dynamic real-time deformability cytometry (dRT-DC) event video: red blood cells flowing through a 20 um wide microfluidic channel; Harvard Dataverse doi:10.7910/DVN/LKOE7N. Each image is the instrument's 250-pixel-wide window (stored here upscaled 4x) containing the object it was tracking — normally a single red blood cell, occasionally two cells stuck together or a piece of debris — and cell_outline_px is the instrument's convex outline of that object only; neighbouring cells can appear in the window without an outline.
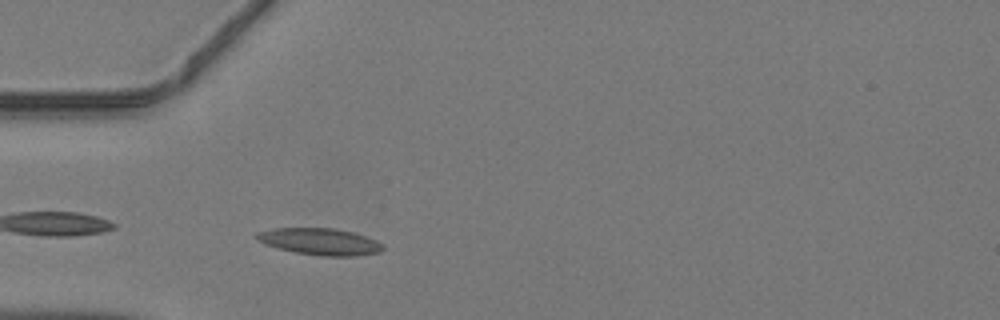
{"species": "common noctule bat (a hibernating species)", "species_latin": "Nyctalus noctula", "temperature_condition": "warm", "stored_images_in_passage": 34, "camera_frame_rate_fps": 3000, "um_per_image_px": 0.085, "animal": {"sex": "male", "body_mass_g": 19.2, "forearm_length_mm": 51.8}, "frame": {"image": 1, "passage_image": 2, "time_ms": 0.333, "image_size_px": [1000, 320], "cell_outline_px": [[384, 248], [380, 252], [356, 256], [324, 256], [296, 252], [280, 248], [268, 244], [260, 240], [256, 236], [256, 232], [272, 228], [332, 228], [352, 232], [376, 240], [384, 244]], "centroid_in_image_um": [27.25, 20.53], "position_along_channel_um": 57.7, "area_um2": 19.36}}
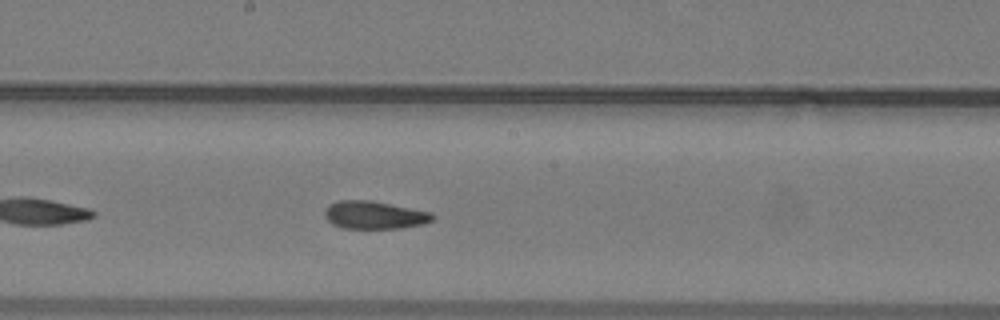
{"frame": {"image": 2, "passage_image": 13, "time_ms": 4.0, "image_size_px": [1000, 320], "cell_outline_px": [[436, 216], [432, 220], [424, 224], [400, 228], [344, 228], [332, 224], [324, 216], [324, 208], [340, 200], [372, 200], [432, 212]], "centroid_in_image_um": [31.84, 18.27], "position_along_channel_um": 216.4, "area_um2": 17.57}}
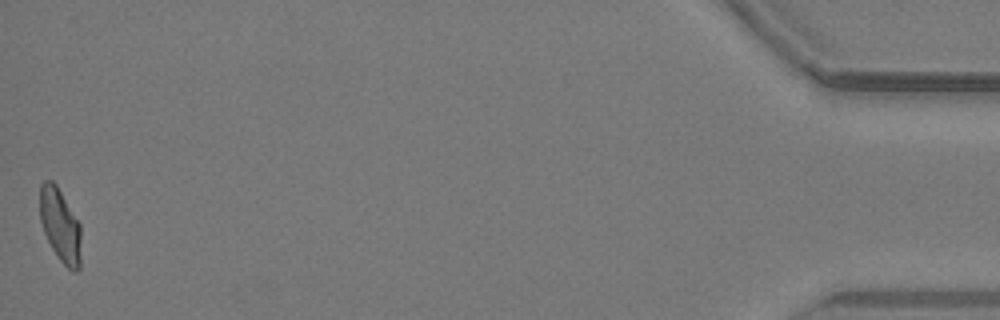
{"frame": {"image": 3, "passage_image": 34, "time_ms": 11.0, "image_size_px": [1000, 320], "cell_outline_px": [[80, 268], [76, 272], [72, 272], [60, 260], [52, 248], [44, 232], [40, 220], [40, 184], [44, 180], [52, 180], [56, 184], [80, 224]], "centroid_in_image_um": [5.11, 19.15], "position_along_channel_um": 430.1, "area_um2": 17.51}}